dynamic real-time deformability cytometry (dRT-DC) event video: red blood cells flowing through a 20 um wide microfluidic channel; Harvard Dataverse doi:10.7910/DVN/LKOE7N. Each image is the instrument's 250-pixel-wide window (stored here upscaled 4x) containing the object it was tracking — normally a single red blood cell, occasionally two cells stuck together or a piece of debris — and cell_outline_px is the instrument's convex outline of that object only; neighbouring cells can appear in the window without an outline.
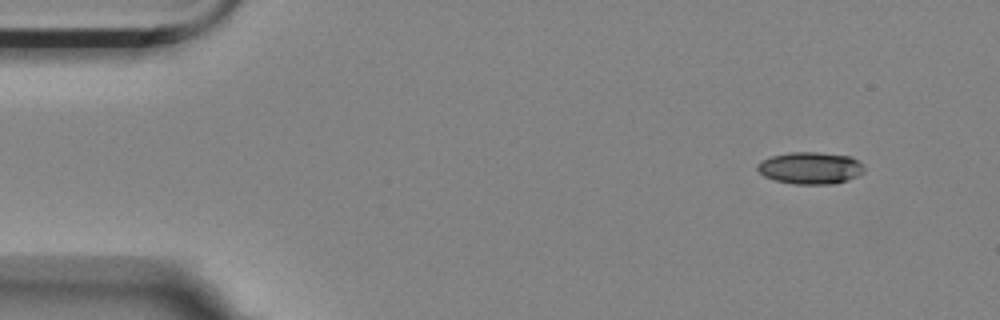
{"species": "Egyptian fruit bat (a non-hibernating species)", "species_latin": "Rousettus aegyptiacus", "temperature_condition": "room temperature", "stored_images_in_passage": 3, "camera_frame_rate_fps": 3000, "um_per_image_px": 0.085, "animal": {"sex": "female"}, "frame": {"image": 1, "passage_image": 1, "time_ms": 0.0, "image_size_px": [1000, 320], "cell_outline_px": [[864, 172], [848, 180], [832, 184], [796, 184], [776, 180], [764, 176], [756, 168], [756, 164], [760, 160], [772, 156], [788, 152], [820, 152], [852, 156], [864, 164]], "centroid_in_image_um": [68.89, 14.26], "position_along_channel_um": 16.1, "area_um2": 20.11}}
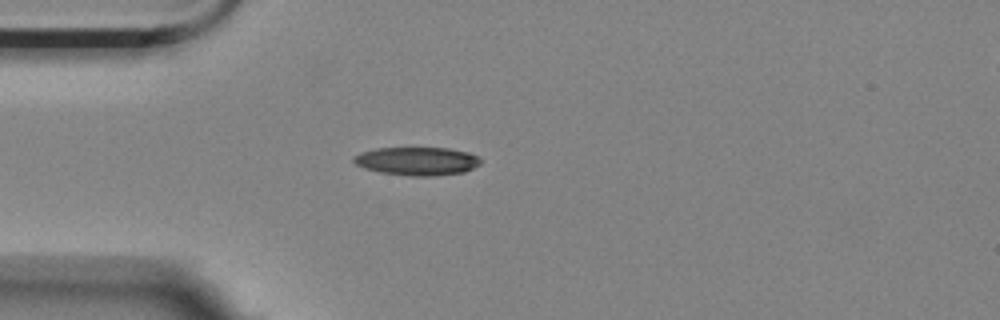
{"frame": {"image": 2, "passage_image": 3, "time_ms": 0.667, "image_size_px": [1000, 320], "cell_outline_px": [[480, 164], [464, 172], [432, 176], [412, 176], [380, 172], [364, 168], [356, 164], [352, 160], [352, 156], [360, 152], [376, 148], [448, 148], [468, 152], [480, 156]], "centroid_in_image_um": [35.44, 13.69], "position_along_channel_um": 49.6, "area_um2": 20.98}}